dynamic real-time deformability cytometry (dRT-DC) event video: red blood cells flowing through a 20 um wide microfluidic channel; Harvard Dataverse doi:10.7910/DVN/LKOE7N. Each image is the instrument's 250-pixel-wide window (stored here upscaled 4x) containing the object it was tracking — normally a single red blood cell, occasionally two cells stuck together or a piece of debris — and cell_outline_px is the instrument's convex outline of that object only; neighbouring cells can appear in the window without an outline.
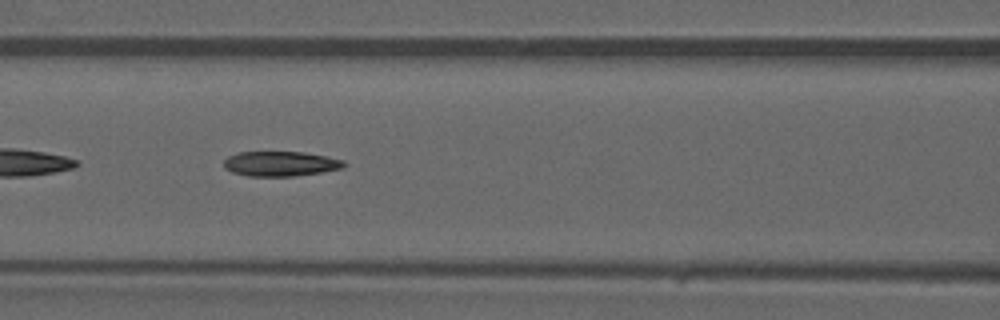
{"species": "common noctule bat (a hibernating species)", "species_latin": "Nyctalus noctula", "temperature_condition": "warm", "stored_images_in_passage": 42, "camera_frame_rate_fps": 3000, "um_per_image_px": 0.085, "animal": {"sex": "male", "forearm_length_mm": 52.5}, "frame": {"image": 1, "passage_image": 19, "time_ms": 6.0, "image_size_px": [1000, 320], "cell_outline_px": [[348, 164], [344, 168], [296, 176], [248, 176], [232, 172], [224, 168], [224, 160], [228, 156], [240, 152], [304, 152], [344, 160]], "centroid_in_image_um": [23.86, 13.92], "position_along_channel_um": 142.7, "area_um2": 17.46}}